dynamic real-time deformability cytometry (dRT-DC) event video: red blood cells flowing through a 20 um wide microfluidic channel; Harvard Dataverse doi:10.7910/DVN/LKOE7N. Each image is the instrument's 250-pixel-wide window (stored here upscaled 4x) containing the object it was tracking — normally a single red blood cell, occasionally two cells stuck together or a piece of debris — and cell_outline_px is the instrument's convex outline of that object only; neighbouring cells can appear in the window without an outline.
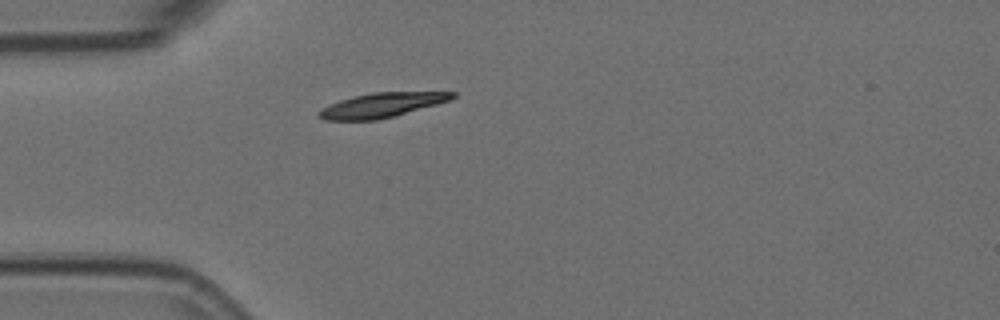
{"species": "Egyptian fruit bat (a non-hibernating species)", "species_latin": "Rousettus aegyptiacus", "temperature_condition": "room temperature", "stored_images_in_passage": 4, "camera_frame_rate_fps": 3000, "um_per_image_px": 0.085, "animal": {"sex": "female"}, "frame": {"image": 1, "passage_image": 4, "time_ms": 1.0, "image_size_px": [1000, 320], "cell_outline_px": [[456, 96], [448, 100], [436, 104], [392, 116], [376, 120], [324, 120], [316, 116], [316, 112], [328, 104], [352, 96], [372, 92], [456, 92]], "centroid_in_image_um": [32.35, 8.93], "position_along_channel_um": 52.7, "area_um2": 18.9}}